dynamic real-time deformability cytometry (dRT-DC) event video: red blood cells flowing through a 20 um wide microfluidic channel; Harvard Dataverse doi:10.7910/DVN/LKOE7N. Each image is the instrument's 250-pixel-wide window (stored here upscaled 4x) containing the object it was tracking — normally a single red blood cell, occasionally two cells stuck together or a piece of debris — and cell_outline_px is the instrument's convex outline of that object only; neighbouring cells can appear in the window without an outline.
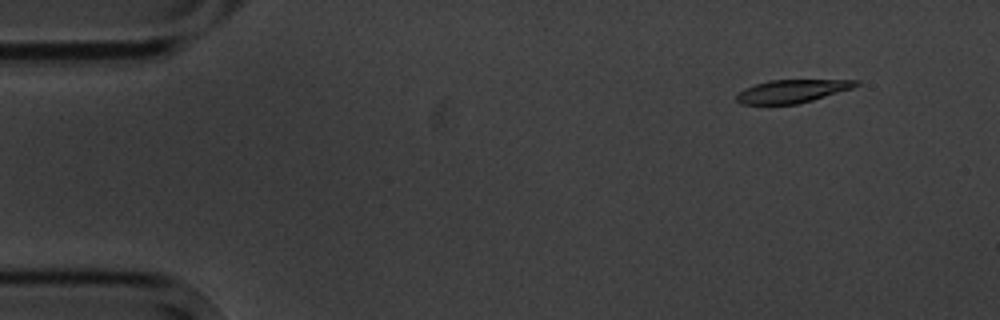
{"species": "common noctule bat (a hibernating species)", "species_latin": "Nyctalus noctula", "temperature_condition": "cold", "stored_images_in_passage": 5, "camera_frame_rate_fps": 3000, "um_per_image_px": 0.085, "animal": {"sex": "male", "body_mass_g": 20.1, "forearm_length_mm": 53.5}, "frame": {"image": 1, "passage_image": 2, "time_ms": 1.0, "image_size_px": [1000, 320], "cell_outline_px": [[860, 84], [852, 88], [812, 100], [796, 104], [740, 104], [736, 100], [736, 96], [744, 88], [768, 80], [860, 80]], "centroid_in_image_um": [67.31, 7.74], "position_along_channel_um": 17.7, "area_um2": 15.9}}
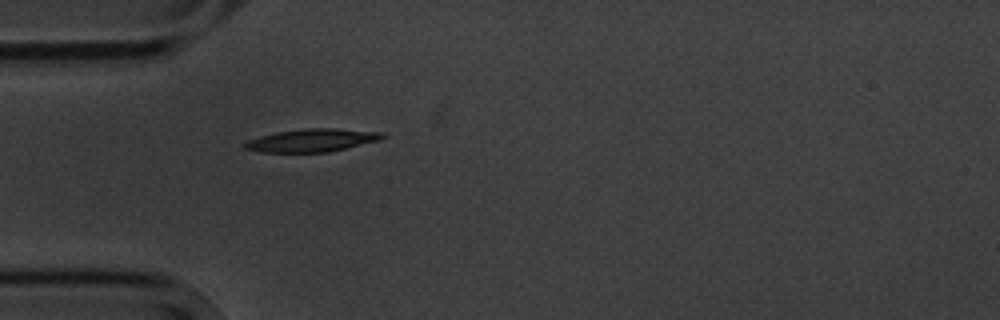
{"frame": {"image": 2, "passage_image": 5, "time_ms": 4.667, "image_size_px": [1000, 320], "cell_outline_px": [[384, 136], [380, 140], [328, 152], [260, 152], [244, 148], [240, 144], [248, 140], [260, 136], [276, 132], [304, 128], [336, 128], [384, 132]], "centroid_in_image_um": [26.49, 11.92], "position_along_channel_um": 58.5, "area_um2": 18.44}}